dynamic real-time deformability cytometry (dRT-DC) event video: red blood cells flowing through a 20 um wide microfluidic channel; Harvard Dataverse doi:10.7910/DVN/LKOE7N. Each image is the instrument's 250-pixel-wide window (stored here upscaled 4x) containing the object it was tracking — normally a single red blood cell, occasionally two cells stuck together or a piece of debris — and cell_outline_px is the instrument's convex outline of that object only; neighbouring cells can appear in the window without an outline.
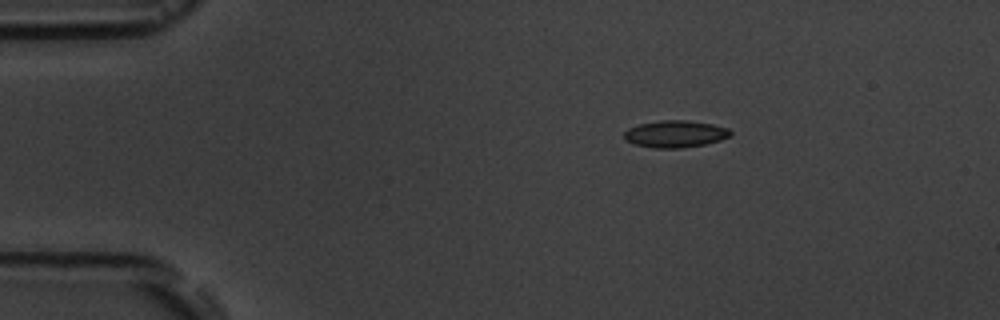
{"species": "common noctule bat (a hibernating species)", "species_latin": "Nyctalus noctula", "temperature_condition": "room temperature", "stored_images_in_passage": 3, "camera_frame_rate_fps": 3000, "um_per_image_px": 0.085, "animal": {"sex": "male", "body_mass_g": 19.5, "forearm_length_mm": 54.6}, "frame": {"image": 1, "passage_image": 1, "time_ms": 0.0, "image_size_px": [1000, 320], "cell_outline_px": [[732, 136], [720, 140], [704, 144], [680, 148], [652, 148], [636, 144], [624, 140], [624, 132], [628, 128], [640, 124], [660, 120], [688, 120], [712, 124], [728, 128], [732, 132]], "centroid_in_image_um": [57.4, 11.38], "position_along_channel_um": 27.6, "area_um2": 16.76}}